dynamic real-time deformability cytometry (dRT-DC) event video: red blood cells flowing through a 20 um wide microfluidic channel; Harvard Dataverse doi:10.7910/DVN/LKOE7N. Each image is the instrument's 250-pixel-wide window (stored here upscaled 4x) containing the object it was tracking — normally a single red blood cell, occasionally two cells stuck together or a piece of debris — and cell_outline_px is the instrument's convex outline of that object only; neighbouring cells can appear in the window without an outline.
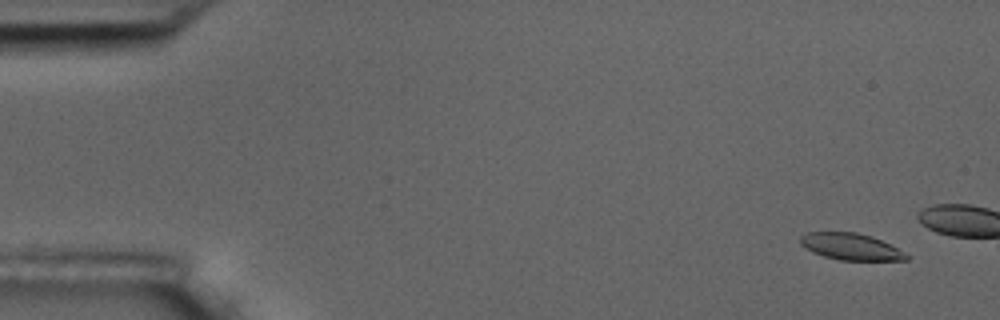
{"species": "common noctule bat (a hibernating species)", "species_latin": "Nyctalus noctula", "temperature_condition": "room temperature", "stored_images_in_passage": 5, "camera_frame_rate_fps": 3000, "um_per_image_px": 0.085, "animal": {"sex": "male", "body_mass_g": 17.5, "forearm_length_mm": 52.3}, "frame": {"image": 1, "passage_image": 2, "time_ms": 1.0, "image_size_px": [1000, 320], "cell_outline_px": [[908, 260], [840, 260], [824, 256], [800, 244], [800, 236], [808, 232], [856, 232], [872, 236], [904, 252], [908, 256]], "centroid_in_image_um": [72.32, 20.95], "position_along_channel_um": 12.7, "area_um2": 16.13}}